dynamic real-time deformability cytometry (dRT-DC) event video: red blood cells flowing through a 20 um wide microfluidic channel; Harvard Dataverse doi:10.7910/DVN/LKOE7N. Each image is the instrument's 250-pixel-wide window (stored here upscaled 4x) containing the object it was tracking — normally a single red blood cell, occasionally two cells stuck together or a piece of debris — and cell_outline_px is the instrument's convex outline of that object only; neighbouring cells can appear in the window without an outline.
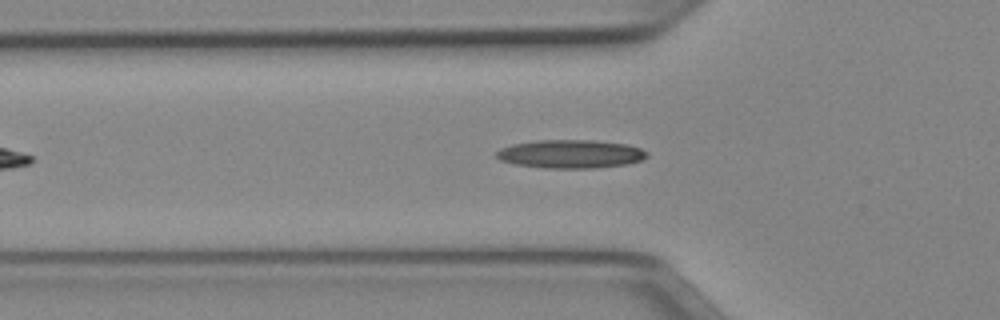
{"species": "Egyptian fruit bat (a non-hibernating species)", "species_latin": "Rousettus aegyptiacus", "temperature_condition": "cold", "stored_images_in_passage": 30, "camera_frame_rate_fps": 3000, "um_per_image_px": 0.085, "animal": {"sex": "female"}, "frame": {"image": 1, "passage_image": 11, "time_ms": 3.333, "image_size_px": [1000, 320], "cell_outline_px": [[648, 156], [640, 160], [628, 164], [596, 168], [544, 168], [516, 164], [500, 160], [496, 156], [496, 152], [500, 148], [512, 144], [536, 140], [592, 140], [628, 144], [640, 148], [648, 152]], "centroid_in_image_um": [48.51, 13.08], "position_along_channel_um": 77.3, "area_um2": 25.03}}
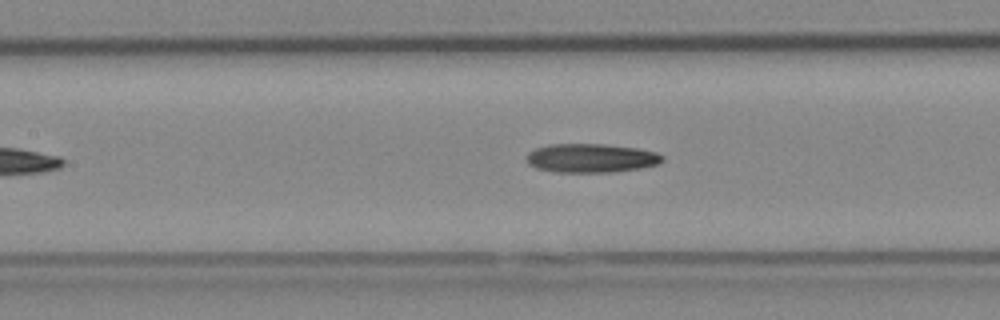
{"frame": {"image": 2, "passage_image": 17, "time_ms": 5.333, "image_size_px": [1000, 320], "cell_outline_px": [[664, 160], [660, 164], [640, 168], [616, 172], [552, 172], [536, 168], [528, 164], [524, 160], [524, 156], [528, 152], [536, 148], [548, 144], [604, 144], [636, 148], [656, 152], [664, 156]], "centroid_in_image_um": [50.21, 13.44], "position_along_channel_um": 157.2, "area_um2": 23.24}}
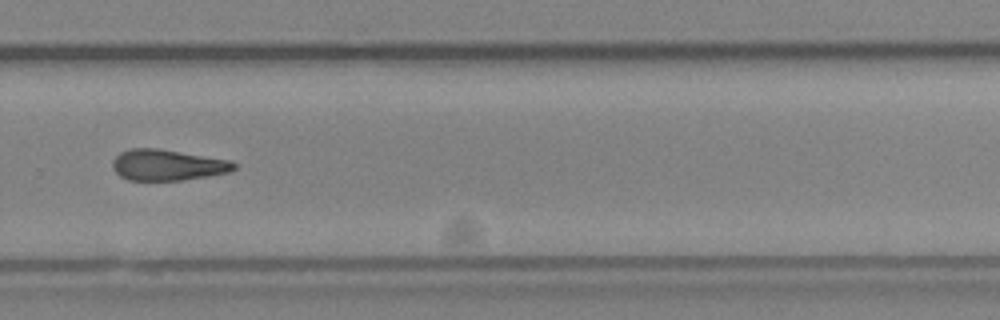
{"frame": {"image": 3, "passage_image": 29, "time_ms": 9.333, "image_size_px": [1000, 320], "cell_outline_px": [[236, 168], [228, 172], [184, 180], [128, 180], [120, 176], [112, 168], [112, 160], [120, 152], [132, 148], [156, 148], [232, 160], [236, 164]], "centroid_in_image_um": [14.22, 14.02], "position_along_channel_um": 315.6, "area_um2": 21.91}}